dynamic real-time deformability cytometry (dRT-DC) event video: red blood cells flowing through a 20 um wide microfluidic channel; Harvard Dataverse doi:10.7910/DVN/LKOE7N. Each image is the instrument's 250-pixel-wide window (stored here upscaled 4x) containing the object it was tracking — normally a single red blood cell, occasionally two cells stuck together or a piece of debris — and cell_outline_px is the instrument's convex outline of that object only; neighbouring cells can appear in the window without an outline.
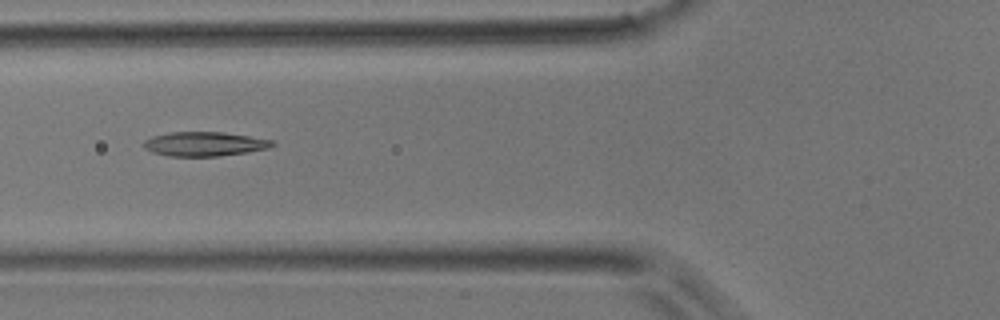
{"species": "common noctule bat (a hibernating species)", "species_latin": "Nyctalus noctula", "temperature_condition": "room temperature", "stored_images_in_passage": 5, "camera_frame_rate_fps": 3000, "um_per_image_px": 0.085, "animal": {"sex": "male", "body_mass_g": 17.9}, "frame": {"image": 1, "passage_image": 4, "time_ms": 1.0, "image_size_px": [1000, 320], "cell_outline_px": [[276, 144], [268, 148], [248, 152], [220, 156], [168, 156], [152, 152], [144, 148], [144, 140], [152, 136], [172, 132], [224, 132], [272, 140]], "centroid_in_image_um": [17.37, 12.24], "position_along_channel_um": 108.4, "area_um2": 18.15}}
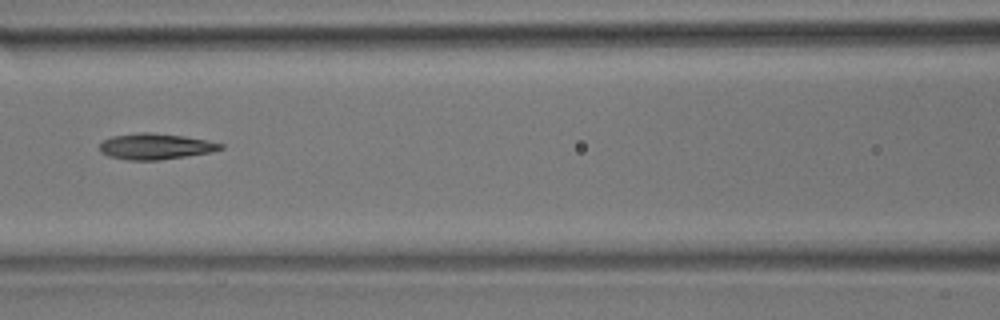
{"frame": {"image": 2, "passage_image": 5, "time_ms": 1.333, "image_size_px": [1000, 320], "cell_outline_px": [[224, 148], [212, 152], [160, 160], [128, 160], [108, 156], [100, 152], [100, 144], [104, 140], [112, 136], [140, 132], [152, 132], [184, 136], [224, 144]], "centroid_in_image_um": [13.21, 12.44], "position_along_channel_um": 153.4, "area_um2": 18.26}}